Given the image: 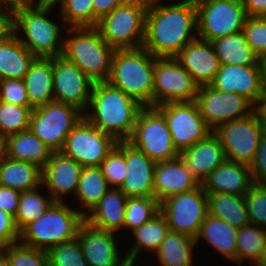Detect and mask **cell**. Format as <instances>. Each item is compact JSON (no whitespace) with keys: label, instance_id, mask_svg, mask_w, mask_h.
<instances>
[{"label":"cell","instance_id":"cell-1","mask_svg":"<svg viewBox=\"0 0 266 266\" xmlns=\"http://www.w3.org/2000/svg\"><path fill=\"white\" fill-rule=\"evenodd\" d=\"M149 0L142 47L156 58H175L197 35L195 0L162 5Z\"/></svg>","mask_w":266,"mask_h":266},{"label":"cell","instance_id":"cell-2","mask_svg":"<svg viewBox=\"0 0 266 266\" xmlns=\"http://www.w3.org/2000/svg\"><path fill=\"white\" fill-rule=\"evenodd\" d=\"M84 118L116 141H128L143 106L107 81L95 82Z\"/></svg>","mask_w":266,"mask_h":266},{"label":"cell","instance_id":"cell-3","mask_svg":"<svg viewBox=\"0 0 266 266\" xmlns=\"http://www.w3.org/2000/svg\"><path fill=\"white\" fill-rule=\"evenodd\" d=\"M156 59L144 47L115 50L107 82L133 97L143 107H153Z\"/></svg>","mask_w":266,"mask_h":266},{"label":"cell","instance_id":"cell-4","mask_svg":"<svg viewBox=\"0 0 266 266\" xmlns=\"http://www.w3.org/2000/svg\"><path fill=\"white\" fill-rule=\"evenodd\" d=\"M87 214L88 211L74 210L65 202H54L20 232L19 242L48 251L55 245L75 239Z\"/></svg>","mask_w":266,"mask_h":266},{"label":"cell","instance_id":"cell-5","mask_svg":"<svg viewBox=\"0 0 266 266\" xmlns=\"http://www.w3.org/2000/svg\"><path fill=\"white\" fill-rule=\"evenodd\" d=\"M63 55L77 65L94 83L107 81L115 49L108 45L96 27L67 28ZM75 34V35H74Z\"/></svg>","mask_w":266,"mask_h":266},{"label":"cell","instance_id":"cell-6","mask_svg":"<svg viewBox=\"0 0 266 266\" xmlns=\"http://www.w3.org/2000/svg\"><path fill=\"white\" fill-rule=\"evenodd\" d=\"M35 4V5H34ZM53 5L31 3L15 8V31L20 42L35 56L52 58L63 55L64 39L61 40L60 25L51 22L47 14Z\"/></svg>","mask_w":266,"mask_h":266},{"label":"cell","instance_id":"cell-7","mask_svg":"<svg viewBox=\"0 0 266 266\" xmlns=\"http://www.w3.org/2000/svg\"><path fill=\"white\" fill-rule=\"evenodd\" d=\"M149 0H127L104 15L96 28L115 50L142 47Z\"/></svg>","mask_w":266,"mask_h":266},{"label":"cell","instance_id":"cell-8","mask_svg":"<svg viewBox=\"0 0 266 266\" xmlns=\"http://www.w3.org/2000/svg\"><path fill=\"white\" fill-rule=\"evenodd\" d=\"M83 117V112L78 108L51 101L32 110L29 130L53 152H60L66 137Z\"/></svg>","mask_w":266,"mask_h":266},{"label":"cell","instance_id":"cell-9","mask_svg":"<svg viewBox=\"0 0 266 266\" xmlns=\"http://www.w3.org/2000/svg\"><path fill=\"white\" fill-rule=\"evenodd\" d=\"M128 142L156 163L180 156L164 116L155 107L147 106L140 110Z\"/></svg>","mask_w":266,"mask_h":266},{"label":"cell","instance_id":"cell-10","mask_svg":"<svg viewBox=\"0 0 266 266\" xmlns=\"http://www.w3.org/2000/svg\"><path fill=\"white\" fill-rule=\"evenodd\" d=\"M197 38L212 41L243 30L248 17L241 0H195Z\"/></svg>","mask_w":266,"mask_h":266},{"label":"cell","instance_id":"cell-11","mask_svg":"<svg viewBox=\"0 0 266 266\" xmlns=\"http://www.w3.org/2000/svg\"><path fill=\"white\" fill-rule=\"evenodd\" d=\"M265 131L254 111L246 117L222 123L212 132L221 142L226 159L250 165Z\"/></svg>","mask_w":266,"mask_h":266},{"label":"cell","instance_id":"cell-12","mask_svg":"<svg viewBox=\"0 0 266 266\" xmlns=\"http://www.w3.org/2000/svg\"><path fill=\"white\" fill-rule=\"evenodd\" d=\"M207 207V193L200 185L191 191L171 195L161 201L160 213L165 217L169 231L196 239L208 214Z\"/></svg>","mask_w":266,"mask_h":266},{"label":"cell","instance_id":"cell-13","mask_svg":"<svg viewBox=\"0 0 266 266\" xmlns=\"http://www.w3.org/2000/svg\"><path fill=\"white\" fill-rule=\"evenodd\" d=\"M199 86L176 58H157L153 78V107L169 102H193Z\"/></svg>","mask_w":266,"mask_h":266},{"label":"cell","instance_id":"cell-14","mask_svg":"<svg viewBox=\"0 0 266 266\" xmlns=\"http://www.w3.org/2000/svg\"><path fill=\"white\" fill-rule=\"evenodd\" d=\"M116 144L117 141L112 136L83 117L66 137L60 152L82 167L99 166Z\"/></svg>","mask_w":266,"mask_h":266},{"label":"cell","instance_id":"cell-15","mask_svg":"<svg viewBox=\"0 0 266 266\" xmlns=\"http://www.w3.org/2000/svg\"><path fill=\"white\" fill-rule=\"evenodd\" d=\"M155 108L164 116L173 145L179 153L212 132L205 124L195 101L169 102L155 106Z\"/></svg>","mask_w":266,"mask_h":266},{"label":"cell","instance_id":"cell-16","mask_svg":"<svg viewBox=\"0 0 266 266\" xmlns=\"http://www.w3.org/2000/svg\"><path fill=\"white\" fill-rule=\"evenodd\" d=\"M195 102L212 131L222 123L246 117L255 111V105L245 96L221 92L210 85L199 87Z\"/></svg>","mask_w":266,"mask_h":266},{"label":"cell","instance_id":"cell-17","mask_svg":"<svg viewBox=\"0 0 266 266\" xmlns=\"http://www.w3.org/2000/svg\"><path fill=\"white\" fill-rule=\"evenodd\" d=\"M54 101L63 102L84 111L89 105L94 82L64 56L53 57Z\"/></svg>","mask_w":266,"mask_h":266},{"label":"cell","instance_id":"cell-18","mask_svg":"<svg viewBox=\"0 0 266 266\" xmlns=\"http://www.w3.org/2000/svg\"><path fill=\"white\" fill-rule=\"evenodd\" d=\"M210 86L221 92L238 93L256 105L263 93L261 65H221Z\"/></svg>","mask_w":266,"mask_h":266},{"label":"cell","instance_id":"cell-19","mask_svg":"<svg viewBox=\"0 0 266 266\" xmlns=\"http://www.w3.org/2000/svg\"><path fill=\"white\" fill-rule=\"evenodd\" d=\"M115 232L95 228L84 221L77 233L88 266H121Z\"/></svg>","mask_w":266,"mask_h":266},{"label":"cell","instance_id":"cell-20","mask_svg":"<svg viewBox=\"0 0 266 266\" xmlns=\"http://www.w3.org/2000/svg\"><path fill=\"white\" fill-rule=\"evenodd\" d=\"M82 169L74 159L53 152L41 169V185L48 186L49 195L55 202H63L64 196L72 192L76 194Z\"/></svg>","mask_w":266,"mask_h":266},{"label":"cell","instance_id":"cell-21","mask_svg":"<svg viewBox=\"0 0 266 266\" xmlns=\"http://www.w3.org/2000/svg\"><path fill=\"white\" fill-rule=\"evenodd\" d=\"M127 174L119 189L126 197L154 196V170L156 162L125 141Z\"/></svg>","mask_w":266,"mask_h":266},{"label":"cell","instance_id":"cell-22","mask_svg":"<svg viewBox=\"0 0 266 266\" xmlns=\"http://www.w3.org/2000/svg\"><path fill=\"white\" fill-rule=\"evenodd\" d=\"M175 58L199 87L210 85L221 66L211 42L199 38L189 42Z\"/></svg>","mask_w":266,"mask_h":266},{"label":"cell","instance_id":"cell-23","mask_svg":"<svg viewBox=\"0 0 266 266\" xmlns=\"http://www.w3.org/2000/svg\"><path fill=\"white\" fill-rule=\"evenodd\" d=\"M200 185L180 156L173 160L156 163L154 197L159 202L171 195L191 191Z\"/></svg>","mask_w":266,"mask_h":266},{"label":"cell","instance_id":"cell-24","mask_svg":"<svg viewBox=\"0 0 266 266\" xmlns=\"http://www.w3.org/2000/svg\"><path fill=\"white\" fill-rule=\"evenodd\" d=\"M252 184L249 165L225 159L201 185L206 193L245 196Z\"/></svg>","mask_w":266,"mask_h":266},{"label":"cell","instance_id":"cell-25","mask_svg":"<svg viewBox=\"0 0 266 266\" xmlns=\"http://www.w3.org/2000/svg\"><path fill=\"white\" fill-rule=\"evenodd\" d=\"M180 157L200 184L226 159L224 148L213 132L183 150Z\"/></svg>","mask_w":266,"mask_h":266},{"label":"cell","instance_id":"cell-26","mask_svg":"<svg viewBox=\"0 0 266 266\" xmlns=\"http://www.w3.org/2000/svg\"><path fill=\"white\" fill-rule=\"evenodd\" d=\"M126 202V195L112 187L85 216V221L95 228L117 232L124 225Z\"/></svg>","mask_w":266,"mask_h":266},{"label":"cell","instance_id":"cell-27","mask_svg":"<svg viewBox=\"0 0 266 266\" xmlns=\"http://www.w3.org/2000/svg\"><path fill=\"white\" fill-rule=\"evenodd\" d=\"M23 80L33 109L54 101L53 57H36Z\"/></svg>","mask_w":266,"mask_h":266},{"label":"cell","instance_id":"cell-28","mask_svg":"<svg viewBox=\"0 0 266 266\" xmlns=\"http://www.w3.org/2000/svg\"><path fill=\"white\" fill-rule=\"evenodd\" d=\"M237 233L238 229L228 222L207 214L196 242L204 238L221 255L236 262Z\"/></svg>","mask_w":266,"mask_h":266},{"label":"cell","instance_id":"cell-29","mask_svg":"<svg viewBox=\"0 0 266 266\" xmlns=\"http://www.w3.org/2000/svg\"><path fill=\"white\" fill-rule=\"evenodd\" d=\"M210 42L221 65H261V60L247 43L243 31Z\"/></svg>","mask_w":266,"mask_h":266},{"label":"cell","instance_id":"cell-30","mask_svg":"<svg viewBox=\"0 0 266 266\" xmlns=\"http://www.w3.org/2000/svg\"><path fill=\"white\" fill-rule=\"evenodd\" d=\"M53 151L30 130L8 136V158L43 168Z\"/></svg>","mask_w":266,"mask_h":266},{"label":"cell","instance_id":"cell-31","mask_svg":"<svg viewBox=\"0 0 266 266\" xmlns=\"http://www.w3.org/2000/svg\"><path fill=\"white\" fill-rule=\"evenodd\" d=\"M16 34L0 43V80L24 79L31 63L36 58L19 40Z\"/></svg>","mask_w":266,"mask_h":266},{"label":"cell","instance_id":"cell-32","mask_svg":"<svg viewBox=\"0 0 266 266\" xmlns=\"http://www.w3.org/2000/svg\"><path fill=\"white\" fill-rule=\"evenodd\" d=\"M0 185L28 191L41 185V168L20 160L6 158L0 164Z\"/></svg>","mask_w":266,"mask_h":266},{"label":"cell","instance_id":"cell-33","mask_svg":"<svg viewBox=\"0 0 266 266\" xmlns=\"http://www.w3.org/2000/svg\"><path fill=\"white\" fill-rule=\"evenodd\" d=\"M208 214L240 229L250 224L244 196L207 193Z\"/></svg>","mask_w":266,"mask_h":266},{"label":"cell","instance_id":"cell-34","mask_svg":"<svg viewBox=\"0 0 266 266\" xmlns=\"http://www.w3.org/2000/svg\"><path fill=\"white\" fill-rule=\"evenodd\" d=\"M196 244L194 237L169 231L155 253L162 266H192Z\"/></svg>","mask_w":266,"mask_h":266},{"label":"cell","instance_id":"cell-35","mask_svg":"<svg viewBox=\"0 0 266 266\" xmlns=\"http://www.w3.org/2000/svg\"><path fill=\"white\" fill-rule=\"evenodd\" d=\"M131 232L135 242L125 257L135 260L142 249L155 253L169 232V226L165 217L159 213L152 220Z\"/></svg>","mask_w":266,"mask_h":266},{"label":"cell","instance_id":"cell-36","mask_svg":"<svg viewBox=\"0 0 266 266\" xmlns=\"http://www.w3.org/2000/svg\"><path fill=\"white\" fill-rule=\"evenodd\" d=\"M110 188L99 166L83 167L75 195L90 212Z\"/></svg>","mask_w":266,"mask_h":266},{"label":"cell","instance_id":"cell-37","mask_svg":"<svg viewBox=\"0 0 266 266\" xmlns=\"http://www.w3.org/2000/svg\"><path fill=\"white\" fill-rule=\"evenodd\" d=\"M38 188L40 187L21 192L18 209L14 217L19 232L43 215L55 202L50 195L47 198L42 196L38 192Z\"/></svg>","mask_w":266,"mask_h":266},{"label":"cell","instance_id":"cell-38","mask_svg":"<svg viewBox=\"0 0 266 266\" xmlns=\"http://www.w3.org/2000/svg\"><path fill=\"white\" fill-rule=\"evenodd\" d=\"M265 246L266 229L254 224H248L238 229L236 262L242 263L243 259L247 258L251 264H254Z\"/></svg>","mask_w":266,"mask_h":266},{"label":"cell","instance_id":"cell-39","mask_svg":"<svg viewBox=\"0 0 266 266\" xmlns=\"http://www.w3.org/2000/svg\"><path fill=\"white\" fill-rule=\"evenodd\" d=\"M159 213L160 202L154 196L127 197L123 227L134 231Z\"/></svg>","mask_w":266,"mask_h":266},{"label":"cell","instance_id":"cell-40","mask_svg":"<svg viewBox=\"0 0 266 266\" xmlns=\"http://www.w3.org/2000/svg\"><path fill=\"white\" fill-rule=\"evenodd\" d=\"M61 20L69 28L96 27L99 18L94 14L93 0H60Z\"/></svg>","mask_w":266,"mask_h":266},{"label":"cell","instance_id":"cell-41","mask_svg":"<svg viewBox=\"0 0 266 266\" xmlns=\"http://www.w3.org/2000/svg\"><path fill=\"white\" fill-rule=\"evenodd\" d=\"M32 110V107L0 101V133L8 137L29 130Z\"/></svg>","mask_w":266,"mask_h":266},{"label":"cell","instance_id":"cell-42","mask_svg":"<svg viewBox=\"0 0 266 266\" xmlns=\"http://www.w3.org/2000/svg\"><path fill=\"white\" fill-rule=\"evenodd\" d=\"M109 186L119 188L127 174L125 162V141H117L116 146L99 165Z\"/></svg>","mask_w":266,"mask_h":266},{"label":"cell","instance_id":"cell-43","mask_svg":"<svg viewBox=\"0 0 266 266\" xmlns=\"http://www.w3.org/2000/svg\"><path fill=\"white\" fill-rule=\"evenodd\" d=\"M0 252L6 257L9 266H49L47 251L19 242L2 248Z\"/></svg>","mask_w":266,"mask_h":266},{"label":"cell","instance_id":"cell-44","mask_svg":"<svg viewBox=\"0 0 266 266\" xmlns=\"http://www.w3.org/2000/svg\"><path fill=\"white\" fill-rule=\"evenodd\" d=\"M47 256L49 266H88L77 237L53 246Z\"/></svg>","mask_w":266,"mask_h":266},{"label":"cell","instance_id":"cell-45","mask_svg":"<svg viewBox=\"0 0 266 266\" xmlns=\"http://www.w3.org/2000/svg\"><path fill=\"white\" fill-rule=\"evenodd\" d=\"M244 198L250 224L266 229V186L253 183Z\"/></svg>","mask_w":266,"mask_h":266},{"label":"cell","instance_id":"cell-46","mask_svg":"<svg viewBox=\"0 0 266 266\" xmlns=\"http://www.w3.org/2000/svg\"><path fill=\"white\" fill-rule=\"evenodd\" d=\"M242 31L259 59L266 58V17L248 16Z\"/></svg>","mask_w":266,"mask_h":266},{"label":"cell","instance_id":"cell-47","mask_svg":"<svg viewBox=\"0 0 266 266\" xmlns=\"http://www.w3.org/2000/svg\"><path fill=\"white\" fill-rule=\"evenodd\" d=\"M0 101L31 107L24 80L16 78L0 80Z\"/></svg>","mask_w":266,"mask_h":266},{"label":"cell","instance_id":"cell-48","mask_svg":"<svg viewBox=\"0 0 266 266\" xmlns=\"http://www.w3.org/2000/svg\"><path fill=\"white\" fill-rule=\"evenodd\" d=\"M249 168L253 183L266 186V131L260 139L258 149Z\"/></svg>","mask_w":266,"mask_h":266},{"label":"cell","instance_id":"cell-49","mask_svg":"<svg viewBox=\"0 0 266 266\" xmlns=\"http://www.w3.org/2000/svg\"><path fill=\"white\" fill-rule=\"evenodd\" d=\"M18 231L14 217L0 209V250L19 242Z\"/></svg>","mask_w":266,"mask_h":266},{"label":"cell","instance_id":"cell-50","mask_svg":"<svg viewBox=\"0 0 266 266\" xmlns=\"http://www.w3.org/2000/svg\"><path fill=\"white\" fill-rule=\"evenodd\" d=\"M21 191L0 185V209L15 217Z\"/></svg>","mask_w":266,"mask_h":266},{"label":"cell","instance_id":"cell-51","mask_svg":"<svg viewBox=\"0 0 266 266\" xmlns=\"http://www.w3.org/2000/svg\"><path fill=\"white\" fill-rule=\"evenodd\" d=\"M0 12V43L10 40L16 35L15 8L7 7Z\"/></svg>","mask_w":266,"mask_h":266},{"label":"cell","instance_id":"cell-52","mask_svg":"<svg viewBox=\"0 0 266 266\" xmlns=\"http://www.w3.org/2000/svg\"><path fill=\"white\" fill-rule=\"evenodd\" d=\"M127 0H93L94 14L101 19Z\"/></svg>","mask_w":266,"mask_h":266},{"label":"cell","instance_id":"cell-53","mask_svg":"<svg viewBox=\"0 0 266 266\" xmlns=\"http://www.w3.org/2000/svg\"><path fill=\"white\" fill-rule=\"evenodd\" d=\"M247 16L266 17V0H241Z\"/></svg>","mask_w":266,"mask_h":266},{"label":"cell","instance_id":"cell-54","mask_svg":"<svg viewBox=\"0 0 266 266\" xmlns=\"http://www.w3.org/2000/svg\"><path fill=\"white\" fill-rule=\"evenodd\" d=\"M255 111L266 129V93H262L258 103L255 105Z\"/></svg>","mask_w":266,"mask_h":266},{"label":"cell","instance_id":"cell-55","mask_svg":"<svg viewBox=\"0 0 266 266\" xmlns=\"http://www.w3.org/2000/svg\"><path fill=\"white\" fill-rule=\"evenodd\" d=\"M8 158V137L0 133V164Z\"/></svg>","mask_w":266,"mask_h":266},{"label":"cell","instance_id":"cell-56","mask_svg":"<svg viewBox=\"0 0 266 266\" xmlns=\"http://www.w3.org/2000/svg\"><path fill=\"white\" fill-rule=\"evenodd\" d=\"M5 7L17 8L33 3V0H0Z\"/></svg>","mask_w":266,"mask_h":266},{"label":"cell","instance_id":"cell-57","mask_svg":"<svg viewBox=\"0 0 266 266\" xmlns=\"http://www.w3.org/2000/svg\"><path fill=\"white\" fill-rule=\"evenodd\" d=\"M262 68V89L263 93H266V58L261 59Z\"/></svg>","mask_w":266,"mask_h":266},{"label":"cell","instance_id":"cell-58","mask_svg":"<svg viewBox=\"0 0 266 266\" xmlns=\"http://www.w3.org/2000/svg\"><path fill=\"white\" fill-rule=\"evenodd\" d=\"M254 266H266V246L261 252L260 257L254 263Z\"/></svg>","mask_w":266,"mask_h":266},{"label":"cell","instance_id":"cell-59","mask_svg":"<svg viewBox=\"0 0 266 266\" xmlns=\"http://www.w3.org/2000/svg\"><path fill=\"white\" fill-rule=\"evenodd\" d=\"M34 3L45 4V5H56L60 0H33Z\"/></svg>","mask_w":266,"mask_h":266},{"label":"cell","instance_id":"cell-60","mask_svg":"<svg viewBox=\"0 0 266 266\" xmlns=\"http://www.w3.org/2000/svg\"><path fill=\"white\" fill-rule=\"evenodd\" d=\"M136 260L134 259H128V258H125V260L122 262V265L121 266H135V262Z\"/></svg>","mask_w":266,"mask_h":266},{"label":"cell","instance_id":"cell-61","mask_svg":"<svg viewBox=\"0 0 266 266\" xmlns=\"http://www.w3.org/2000/svg\"><path fill=\"white\" fill-rule=\"evenodd\" d=\"M0 266H9L6 257L0 252Z\"/></svg>","mask_w":266,"mask_h":266},{"label":"cell","instance_id":"cell-62","mask_svg":"<svg viewBox=\"0 0 266 266\" xmlns=\"http://www.w3.org/2000/svg\"><path fill=\"white\" fill-rule=\"evenodd\" d=\"M3 6V7H2ZM5 5L0 1V12L5 8Z\"/></svg>","mask_w":266,"mask_h":266}]
</instances>
